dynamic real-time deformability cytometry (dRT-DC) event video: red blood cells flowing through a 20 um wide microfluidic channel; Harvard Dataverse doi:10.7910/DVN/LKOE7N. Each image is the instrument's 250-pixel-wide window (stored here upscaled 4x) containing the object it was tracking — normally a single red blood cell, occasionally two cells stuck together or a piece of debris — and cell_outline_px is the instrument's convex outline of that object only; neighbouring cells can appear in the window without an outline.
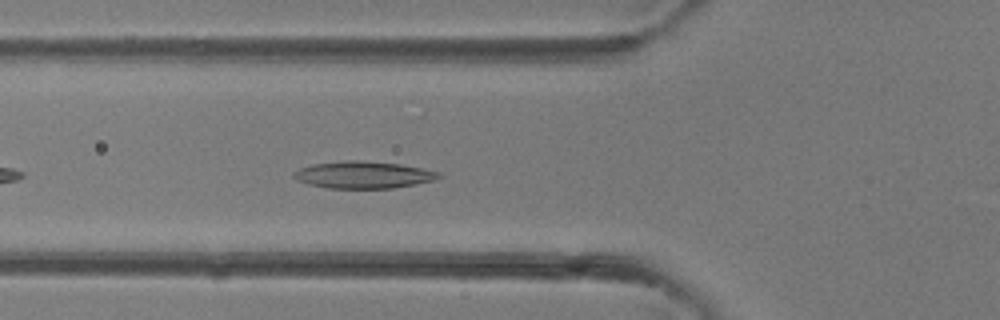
{"species": "common noctule bat (a hibernating species)", "species_latin": "Nyctalus noctula", "temperature_condition": "room temperature", "stored_images_in_passage": 29, "camera_frame_rate_fps": 3000, "um_per_image_px": 0.085, "animal": {"sex": "female"}, "frame": {"image": 1, "passage_image": 4, "time_ms": 1.0, "image_size_px": [1000, 320], "cell_outline_px": [[444, 176], [436, 180], [416, 184], [392, 188], [328, 188], [308, 184], [296, 180], [292, 176], [292, 172], [300, 168], [312, 164], [348, 160], [360, 160], [400, 164], [440, 172]], "centroid_in_image_um": [30.88, 14.86], "position_along_channel_um": 94.9, "area_um2": 22.95}}
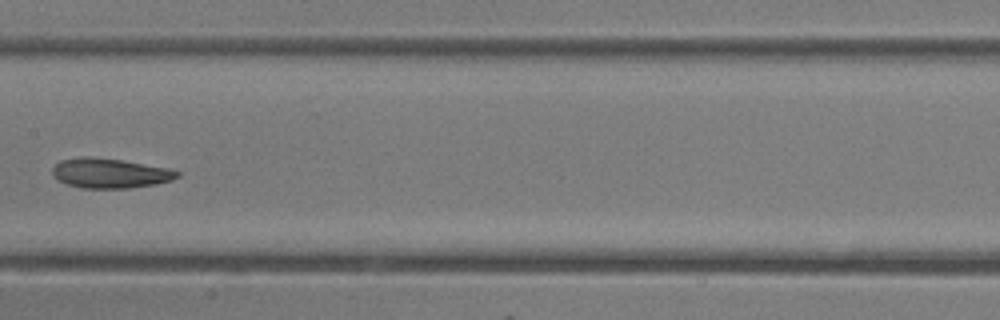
{"frame": {"image": 2, "passage_image": 10, "time_ms": 3.0, "image_size_px": [1000, 320], "cell_outline_px": [[180, 176], [172, 180], [156, 184], [128, 188], [80, 188], [68, 184], [52, 176], [52, 168], [60, 160], [80, 156], [88, 156], [120, 160], [168, 168], [180, 172]], "centroid_in_image_um": [9.33, 14.72], "position_along_channel_um": 198.1, "area_um2": 21.62}}
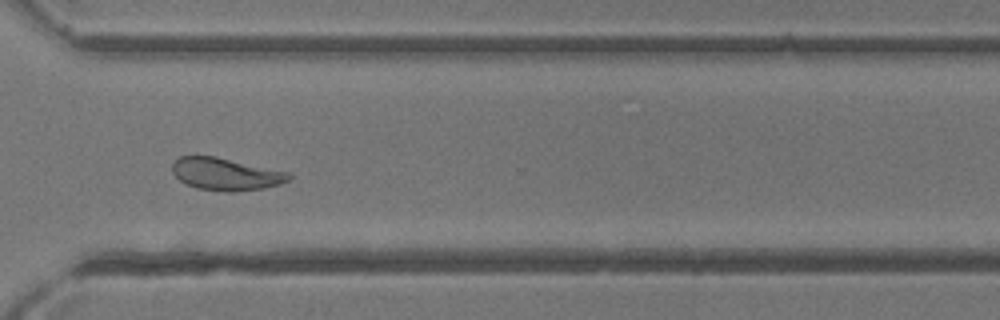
{"frame": {"image": 3, "passage_image": 19, "time_ms": 6.0, "image_size_px": [1000, 320], "cell_outline_px": [[292, 176], [288, 180], [280, 184], [264, 188], [232, 192], [228, 192], [196, 188], [184, 184], [172, 172], [172, 164], [180, 156], [216, 156], [288, 172]], "centroid_in_image_um": [19.17, 14.8], "position_along_channel_um": 351.4, "area_um2": 21.96}}